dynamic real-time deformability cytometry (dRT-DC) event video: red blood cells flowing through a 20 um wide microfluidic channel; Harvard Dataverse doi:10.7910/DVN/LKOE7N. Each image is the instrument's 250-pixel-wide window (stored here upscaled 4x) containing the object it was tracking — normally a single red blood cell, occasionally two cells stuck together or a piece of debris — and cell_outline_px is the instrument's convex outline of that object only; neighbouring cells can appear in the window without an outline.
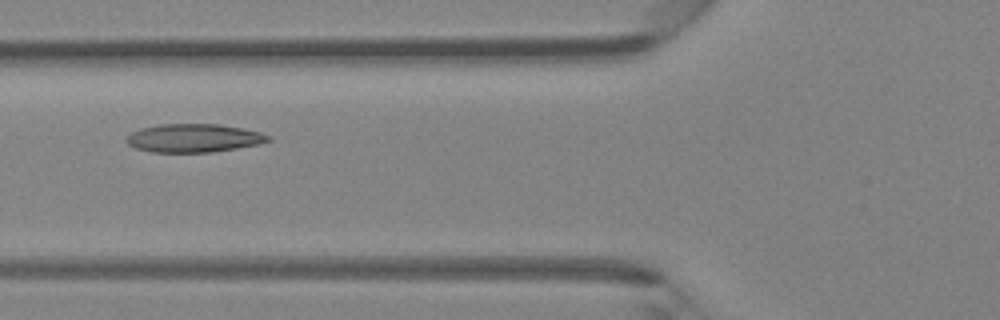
{"species": "Egyptian fruit bat (a non-hibernating species)", "species_latin": "Rousettus aegyptiacus", "temperature_condition": "room temperature", "stored_images_in_passage": 5, "camera_frame_rate_fps": 3000, "um_per_image_px": 0.085, "animal": {"sex": "female"}, "frame": {"image": 1, "passage_image": 5, "time_ms": 4.333, "image_size_px": [1000, 320], "cell_outline_px": [[272, 140], [260, 144], [212, 152], [152, 152], [136, 148], [128, 144], [124, 140], [124, 136], [140, 128], [160, 124], [220, 124], [260, 132], [272, 136]], "centroid_in_image_um": [16.45, 11.73], "position_along_channel_um": 109.3, "area_um2": 23.58}}